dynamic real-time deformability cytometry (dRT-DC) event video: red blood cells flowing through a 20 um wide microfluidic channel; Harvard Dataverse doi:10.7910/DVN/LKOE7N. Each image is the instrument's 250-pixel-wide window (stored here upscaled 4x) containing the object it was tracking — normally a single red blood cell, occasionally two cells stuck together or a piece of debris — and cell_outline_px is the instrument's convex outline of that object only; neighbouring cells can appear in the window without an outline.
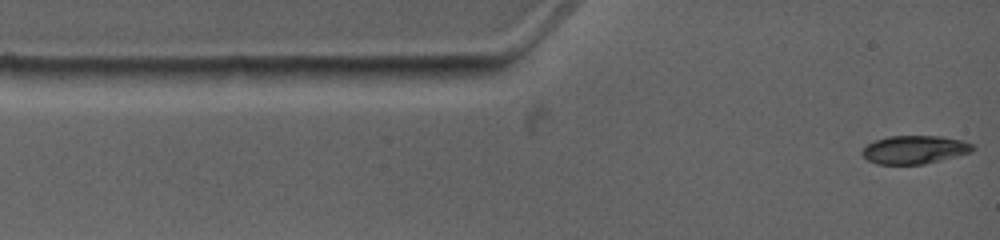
{"species": "common noctule bat (a hibernating species)", "species_latin": "Nyctalus noctula", "temperature_condition": "warm", "stored_images_in_passage": 8, "camera_frame_rate_fps": 4500, "um_per_image_px": 0.085, "animal": {"sex": "female", "body_mass_g": 19.0, "forearm_length_mm": 53.3}, "frame": {"image": 1, "passage_image": 1, "time_ms": 0.0, "image_size_px": [1000, 240], "cell_outline_px": [[976, 148], [972, 152], [924, 164], [876, 164], [868, 160], [860, 152], [868, 144], [876, 140], [888, 136], [940, 136], [960, 140], [972, 144]], "centroid_in_image_um": [77.74, 12.72], "position_along_channel_um": 7.3, "area_um2": 18.09}}
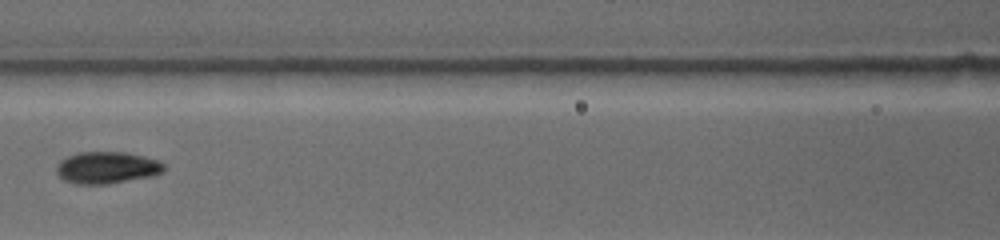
{"frame": {"image": 2, "passage_image": 5, "time_ms": 4.889, "image_size_px": [1000, 240], "cell_outline_px": [[164, 168], [160, 172], [152, 176], [108, 184], [76, 184], [64, 180], [56, 172], [56, 164], [60, 160], [76, 152], [124, 152], [144, 156], [156, 160], [164, 164]], "centroid_in_image_um": [9.03, 14.24], "position_along_channel_um": 157.6, "area_um2": 19.94}}
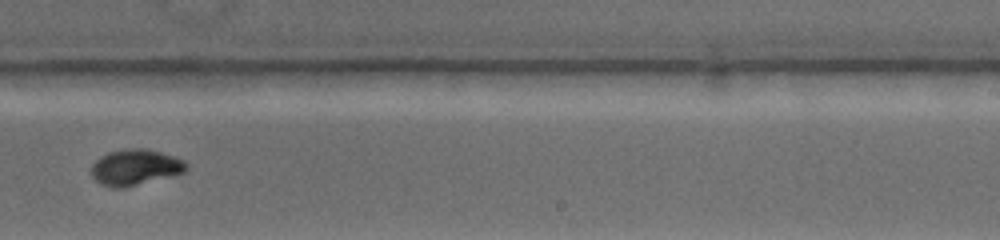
{"frame": {"image": 3, "passage_image": 8, "time_ms": 8.0, "image_size_px": [1000, 240], "cell_outline_px": [[188, 168], [184, 172], [124, 188], [112, 188], [100, 184], [92, 176], [92, 164], [100, 156], [108, 152], [128, 148], [140, 148], [160, 152], [184, 160], [188, 164]], "centroid_in_image_um": [11.47, 14.22], "position_along_channel_um": 277.5, "area_um2": 19.71}}